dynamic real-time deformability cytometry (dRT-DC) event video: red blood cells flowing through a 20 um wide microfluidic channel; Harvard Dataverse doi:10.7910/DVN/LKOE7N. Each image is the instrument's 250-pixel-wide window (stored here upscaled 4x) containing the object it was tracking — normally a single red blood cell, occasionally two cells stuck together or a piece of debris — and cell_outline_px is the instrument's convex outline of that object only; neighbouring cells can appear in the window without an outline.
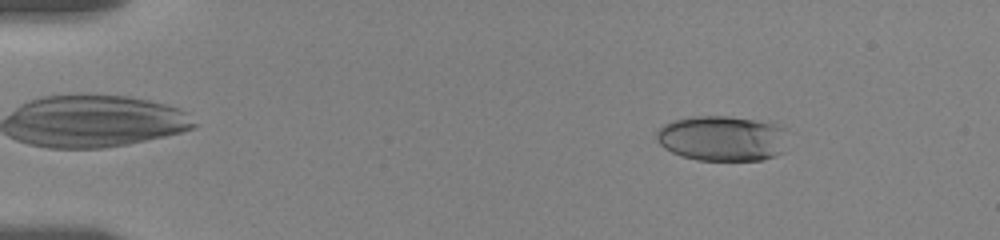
{"species": "human", "species_latin": "Homo sapiens", "temperature_condition": "room temperature", "stored_images_in_passage": 57, "camera_frame_rate_fps": 3000, "um_per_image_px": 0.085, "donor": {"sex": "female"}, "frame": {"image": 1, "passage_image": 8, "time_ms": 2.333, "image_size_px": [1000, 240], "cell_outline_px": [[784, 152], [776, 156], [764, 160], [696, 160], [680, 156], [664, 148], [660, 144], [656, 136], [656, 132], [664, 124], [676, 120], [692, 116], [728, 116], [772, 120], [784, 124]], "centroid_in_image_um": [61.45, 11.74], "position_along_channel_um": 23.5, "area_um2": 35.43}}
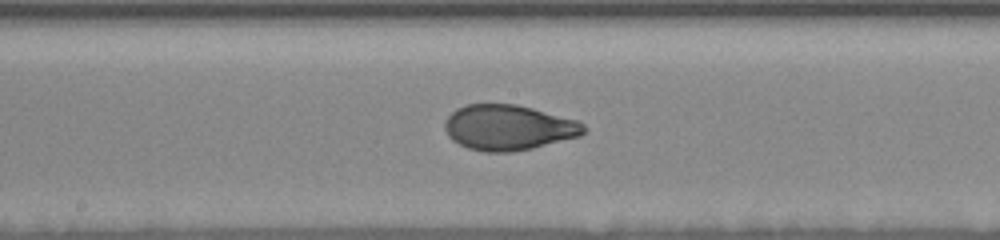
{"frame": {"image": 2, "passage_image": 31, "time_ms": 10.0, "image_size_px": [1000, 240], "cell_outline_px": [[588, 128], [580, 136], [532, 148], [508, 152], [484, 152], [468, 148], [452, 140], [448, 136], [444, 128], [444, 124], [448, 116], [456, 108], [468, 104], [516, 104], [532, 108], [576, 120], [584, 124]], "centroid_in_image_um": [43.2, 10.84], "position_along_channel_um": 205.0, "area_um2": 36.65}}
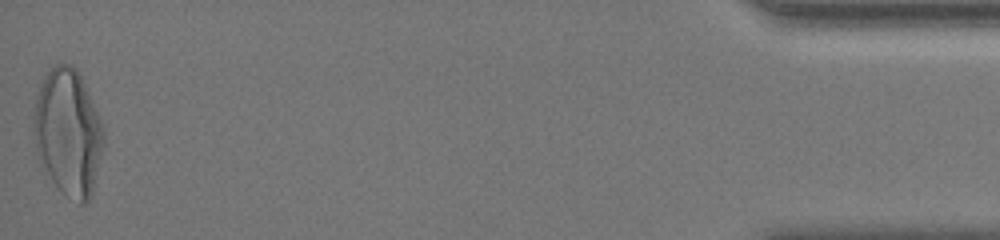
{"frame": {"image": 3, "passage_image": 57, "time_ms": 18.667, "image_size_px": [1000, 240], "cell_outline_px": [[104, 144], [92, 192], [88, 200], [84, 204], [80, 204], [64, 196], [40, 164], [32, 132], [32, 120], [36, 100], [40, 84], [48, 72], [56, 64], [72, 64], [80, 72], [104, 128]], "centroid_in_image_um": [5.78, 11.26], "position_along_channel_um": 429.4, "area_um2": 51.9}, "authors_computed_cell_mechanics": {"area_um2": 36.6452, "velocity_mm_per_s": 3.5422, "shape_relaxation_time_tau1_ms": 4.7892, "shape_relaxation_time_tau2_ms": 0.8211, "deformation_change_tau1": 0.2047, "deformation_change_tau2": 0.0558}}